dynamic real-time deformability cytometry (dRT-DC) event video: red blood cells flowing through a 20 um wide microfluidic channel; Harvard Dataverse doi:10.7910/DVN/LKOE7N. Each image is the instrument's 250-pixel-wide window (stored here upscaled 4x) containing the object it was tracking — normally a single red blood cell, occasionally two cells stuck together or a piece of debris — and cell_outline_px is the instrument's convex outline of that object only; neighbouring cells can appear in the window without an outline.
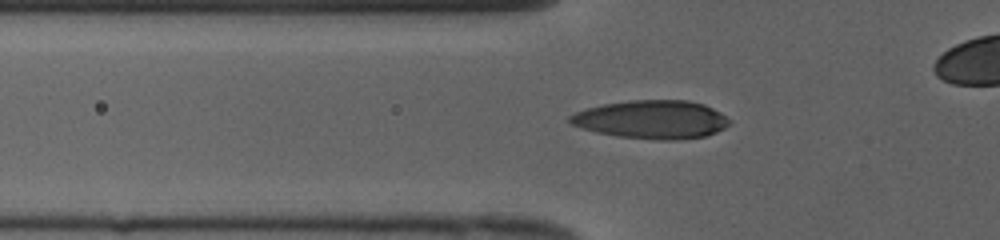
{"species": "human", "species_latin": "Homo sapiens", "temperature_condition": "cold", "stored_images_in_passage": 35, "camera_frame_rate_fps": 3000, "um_per_image_px": 0.085, "donor": {"sex": "female"}, "frame": {"image": 1, "passage_image": 7, "time_ms": 2.0, "image_size_px": [1000, 240], "cell_outline_px": [[732, 120], [724, 128], [716, 132], [704, 136], [676, 140], [652, 140], [616, 136], [596, 132], [572, 124], [568, 120], [568, 116], [584, 108], [604, 104], [628, 100], [688, 100], [704, 104], [720, 112]], "centroid_in_image_um": [55.39, 10.15], "position_along_channel_um": 70.4, "area_um2": 35.84}}
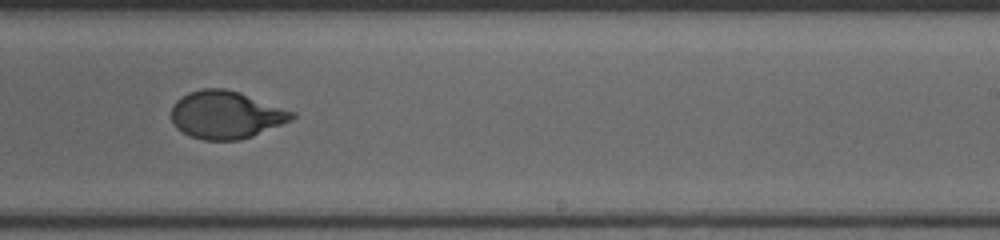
{"frame": {"image": 2, "passage_image": 22, "time_ms": 7.0, "image_size_px": [1000, 240], "cell_outline_px": [[296, 116], [292, 120], [252, 136], [240, 140], [204, 140], [192, 136], [176, 128], [172, 120], [172, 104], [180, 96], [188, 92], [200, 88], [224, 88], [240, 92], [296, 112]], "centroid_in_image_um": [19.2, 9.74], "position_along_channel_um": 269.8, "area_um2": 33.64}}
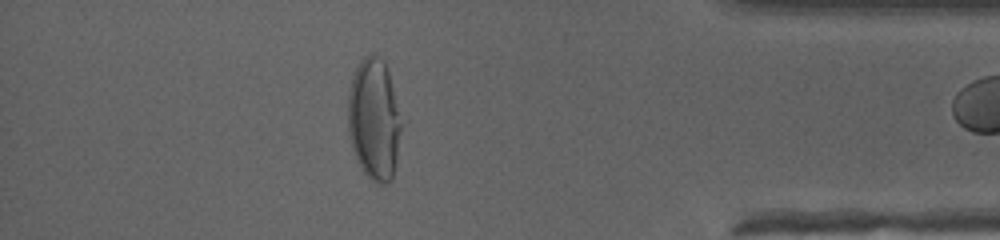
{"frame": {"image": 3, "passage_image": 34, "time_ms": 11.0, "image_size_px": [1000, 240], "cell_outline_px": [[404, 124], [396, 160], [392, 176], [384, 184], [376, 184], [360, 168], [356, 160], [348, 136], [348, 92], [352, 76], [360, 60], [368, 52], [372, 52], [384, 60], [388, 72]], "centroid_in_image_um": [31.8, 10.12], "position_along_channel_um": 403.4, "area_um2": 38.55}}